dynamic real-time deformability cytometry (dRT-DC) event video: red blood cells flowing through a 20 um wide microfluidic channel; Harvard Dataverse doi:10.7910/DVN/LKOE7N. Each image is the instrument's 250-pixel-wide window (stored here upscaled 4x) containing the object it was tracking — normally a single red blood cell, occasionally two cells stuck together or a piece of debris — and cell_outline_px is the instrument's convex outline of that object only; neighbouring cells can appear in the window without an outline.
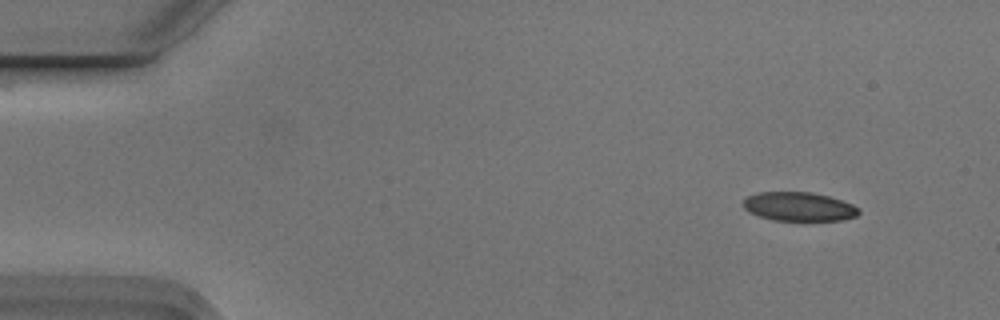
{"species": "Egyptian fruit bat (a non-hibernating species)", "species_latin": "Rousettus aegyptiacus", "temperature_condition": "cold", "stored_images_in_passage": 6, "camera_frame_rate_fps": 3000, "um_per_image_px": 0.085, "animal": {"sex": "male"}, "frame": {"image": 1, "passage_image": 2, "time_ms": 0.333, "image_size_px": [1000, 320], "cell_outline_px": [[860, 212], [856, 216], [840, 220], [804, 224], [772, 220], [748, 212], [744, 208], [744, 200], [748, 196], [760, 192], [812, 192], [828, 196], [852, 204], [860, 208]], "centroid_in_image_um": [67.94, 17.62], "position_along_channel_um": 17.1, "area_um2": 20.29}}